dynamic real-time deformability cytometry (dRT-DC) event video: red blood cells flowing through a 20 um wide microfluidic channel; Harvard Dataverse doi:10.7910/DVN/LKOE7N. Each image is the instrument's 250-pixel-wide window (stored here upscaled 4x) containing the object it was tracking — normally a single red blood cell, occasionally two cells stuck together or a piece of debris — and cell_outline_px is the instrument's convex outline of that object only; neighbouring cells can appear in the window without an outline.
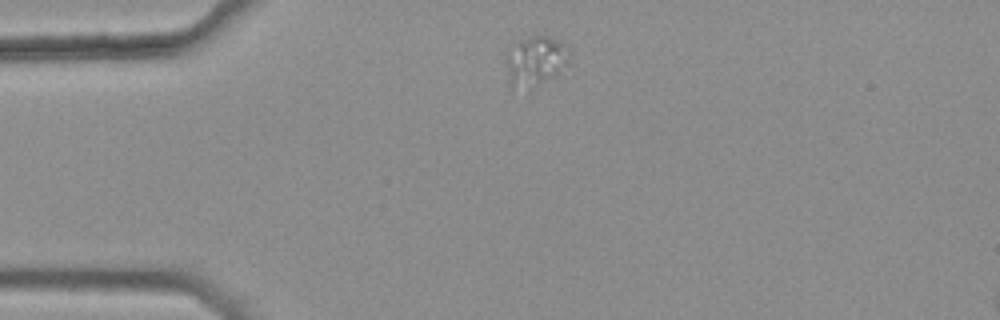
{"species": "common noctule bat (a hibernating species)", "species_latin": "Nyctalus noctula", "temperature_condition": "warm", "stored_images_in_passage": 3, "camera_frame_rate_fps": 3000, "um_per_image_px": 0.085, "animal": {"sex": "female", "body_mass_g": 25.1}, "frame": {"image": 1, "passage_image": 1, "time_ms": 0.0, "image_size_px": [1000, 320], "cell_outline_px": [[572, 64], [560, 72], [540, 84], [532, 88], [512, 84], [508, 80], [508, 48], [520, 40], [528, 36], [548, 36], [556, 40], [560, 44]], "centroid_in_image_um": [45.53, 5.17], "position_along_channel_um": 39.5, "area_um2": 17.63}}